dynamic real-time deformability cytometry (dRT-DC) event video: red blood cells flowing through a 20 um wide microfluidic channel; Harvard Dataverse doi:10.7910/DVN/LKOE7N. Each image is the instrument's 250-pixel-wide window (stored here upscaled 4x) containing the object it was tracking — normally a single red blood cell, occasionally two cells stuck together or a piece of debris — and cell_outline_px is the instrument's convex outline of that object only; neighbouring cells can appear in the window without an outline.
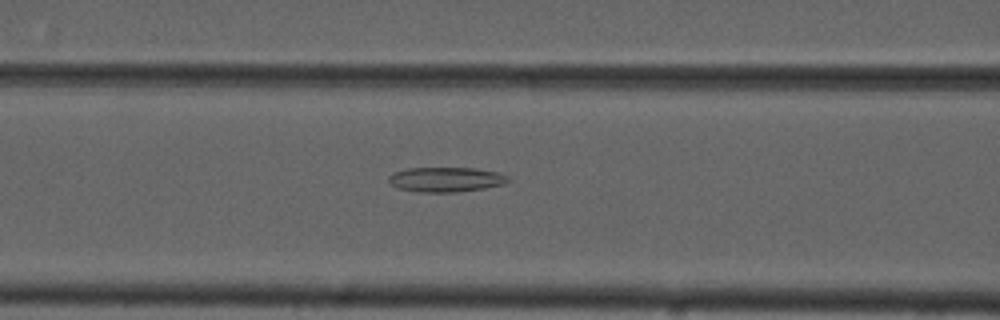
{"species": "common noctule bat (a hibernating species)", "species_latin": "Nyctalus noctula", "temperature_condition": "cold", "stored_images_in_passage": 50, "camera_frame_rate_fps": 3000, "um_per_image_px": 0.085, "animal": {"sex": "male", "forearm_length_mm": 52.5}, "frame": {"image": 1, "passage_image": 23, "time_ms": 7.333, "image_size_px": [1000, 320], "cell_outline_px": [[512, 180], [504, 184], [484, 188], [456, 192], [420, 192], [400, 188], [392, 184], [388, 180], [388, 176], [392, 172], [408, 168], [472, 168], [496, 172], [508, 176]], "centroid_in_image_um": [37.91, 15.25], "position_along_channel_um": 128.7, "area_um2": 17.17}}
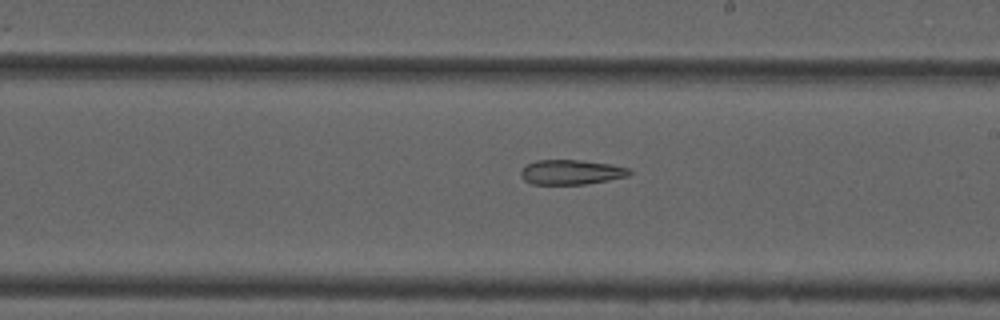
{"frame": {"image": 2, "passage_image": 32, "time_ms": 10.333, "image_size_px": [1000, 320], "cell_outline_px": [[632, 172], [628, 176], [608, 180], [584, 184], [532, 184], [524, 180], [520, 176], [520, 172], [528, 164], [536, 160], [580, 160], [612, 164], [628, 168]], "centroid_in_image_um": [48.55, 14.63], "position_along_channel_um": 240.4, "area_um2": 15.61}}
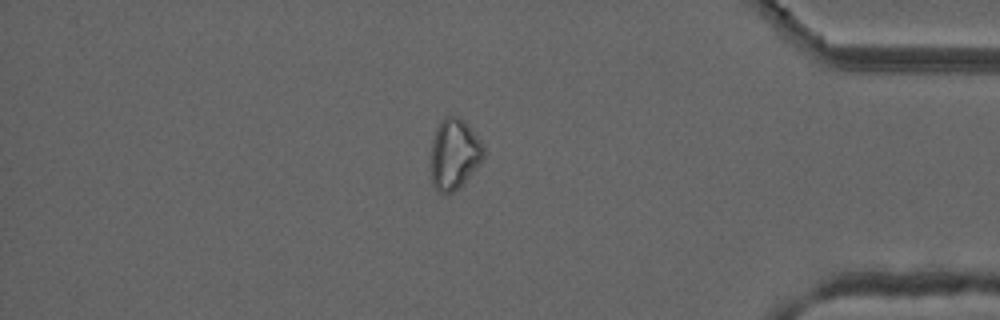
{"frame": {"image": 3, "passage_image": 47, "time_ms": 15.333, "image_size_px": [1000, 320], "cell_outline_px": [[484, 156], [464, 184], [460, 188], [452, 192], [440, 192], [432, 184], [432, 140], [436, 128], [440, 120], [444, 116], [460, 116], [464, 120], [480, 140], [484, 148]], "centroid_in_image_um": [38.61, 13.07], "position_along_channel_um": 396.6, "area_um2": 21.56}}